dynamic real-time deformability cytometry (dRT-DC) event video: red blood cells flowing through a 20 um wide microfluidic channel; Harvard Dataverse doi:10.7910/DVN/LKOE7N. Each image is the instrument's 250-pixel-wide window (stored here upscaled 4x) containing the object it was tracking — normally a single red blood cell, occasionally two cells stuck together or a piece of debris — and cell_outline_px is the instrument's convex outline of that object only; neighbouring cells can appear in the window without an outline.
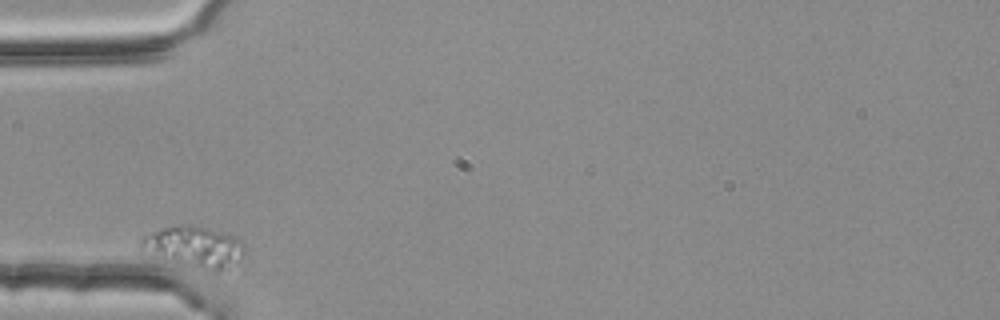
{"species": "common noctule bat (a hibernating species)", "species_latin": "Nyctalus noctula", "temperature_condition": "room temperature", "stored_images_in_passage": 3, "camera_frame_rate_fps": 3000, "um_per_image_px": 0.085, "animal": {"sex": "female", "body_mass_g": 25.1}, "frame": {"image": 1, "passage_image": 1, "time_ms": 0.0, "image_size_px": [1000, 320], "cell_outline_px": [[244, 248], [240, 256], [228, 268], [216, 272], [212, 272], [140, 248], [140, 240], [144, 236], [152, 232], [164, 228], [188, 224], [192, 224], [228, 232], [236, 236], [244, 244]], "centroid_in_image_um": [16.61, 20.92], "position_along_channel_um": 68.4, "area_um2": 23.81}}
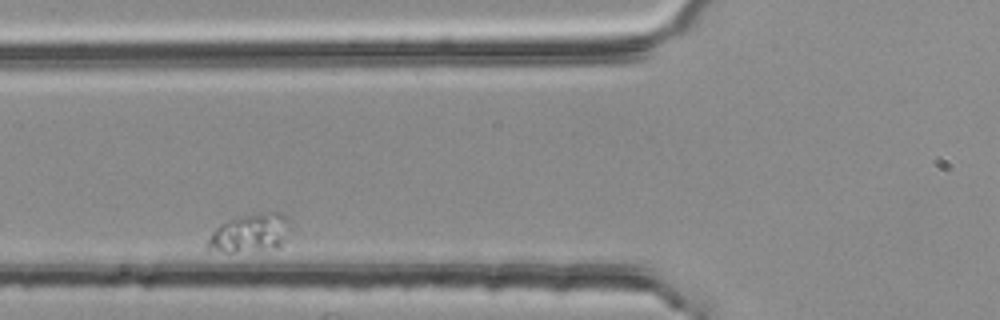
{"frame": {"image": 2, "passage_image": 2, "time_ms": 0.333, "image_size_px": [1000, 320], "cell_outline_px": [[292, 228], [280, 248], [232, 252], [208, 252], [204, 248], [204, 244], [212, 232], [220, 224], [240, 216], [272, 212], [284, 212], [292, 224]], "centroid_in_image_um": [21.26, 19.83], "position_along_channel_um": 104.5, "area_um2": 19.07}}